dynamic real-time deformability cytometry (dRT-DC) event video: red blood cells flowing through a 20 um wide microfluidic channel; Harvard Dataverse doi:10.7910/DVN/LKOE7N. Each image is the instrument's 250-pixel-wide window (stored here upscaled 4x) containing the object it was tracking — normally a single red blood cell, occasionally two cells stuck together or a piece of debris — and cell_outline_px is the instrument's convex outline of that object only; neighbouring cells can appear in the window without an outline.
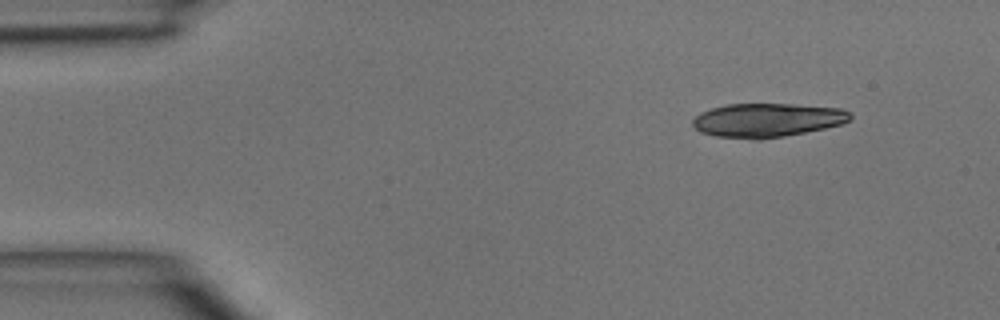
{"species": "common noctule bat (a hibernating species)", "species_latin": "Nyctalus noctula", "temperature_condition": "room temperature", "stored_images_in_passage": 42, "segment_of_instrument_passage": [1, 2], "camera_frame_rate_fps": 3000, "um_per_image_px": 0.085, "animal": {"sex": "male", "body_mass_g": 15.6}, "frame": {"image": 1, "passage_image": 1, "time_ms": 0.0, "image_size_px": [1000, 320], "cell_outline_px": [[852, 120], [844, 124], [784, 136], [760, 140], [752, 140], [716, 136], [700, 132], [692, 124], [692, 120], [700, 112], [724, 104], [792, 104], [844, 108], [852, 116]], "centroid_in_image_um": [65.22, 10.21], "position_along_channel_um": 19.8, "area_um2": 31.39}}